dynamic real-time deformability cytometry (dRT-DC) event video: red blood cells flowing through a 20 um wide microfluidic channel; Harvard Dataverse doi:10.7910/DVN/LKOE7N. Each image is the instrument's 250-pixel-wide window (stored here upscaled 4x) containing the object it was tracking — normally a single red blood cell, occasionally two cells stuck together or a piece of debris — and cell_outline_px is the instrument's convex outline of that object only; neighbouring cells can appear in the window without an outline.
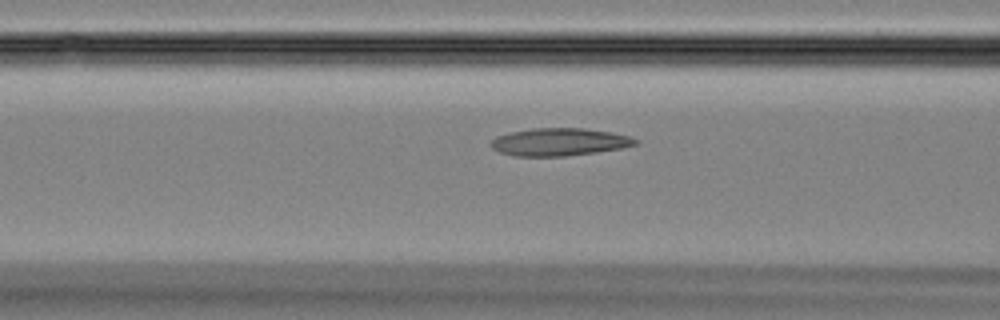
{"species": "Egyptian fruit bat (a non-hibernating species)", "species_latin": "Rousettus aegyptiacus", "temperature_condition": "room temperature", "stored_images_in_passage": 33, "camera_frame_rate_fps": 3000, "um_per_image_px": 0.085, "animal": {"sex": "female"}, "frame": {"image": 1, "passage_image": 6, "time_ms": 1.667, "image_size_px": [1000, 320], "cell_outline_px": [[640, 144], [624, 148], [568, 156], [512, 156], [500, 152], [492, 148], [488, 144], [496, 136], [512, 132], [532, 128], [584, 128], [612, 132], [632, 136], [640, 140]], "centroid_in_image_um": [47.6, 12.07], "position_along_channel_um": 119.0, "area_um2": 23.64}}
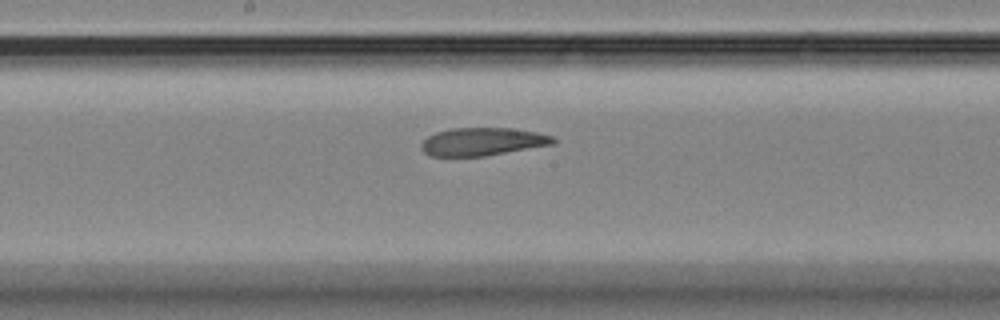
{"frame": {"image": 2, "passage_image": 12, "time_ms": 3.667, "image_size_px": [1000, 320], "cell_outline_px": [[556, 144], [484, 156], [432, 156], [424, 152], [420, 148], [420, 144], [428, 136], [436, 132], [452, 128], [512, 128], [536, 132], [552, 136], [556, 140]], "centroid_in_image_um": [41.02, 12.04], "position_along_channel_um": 207.2, "area_um2": 21.5}}
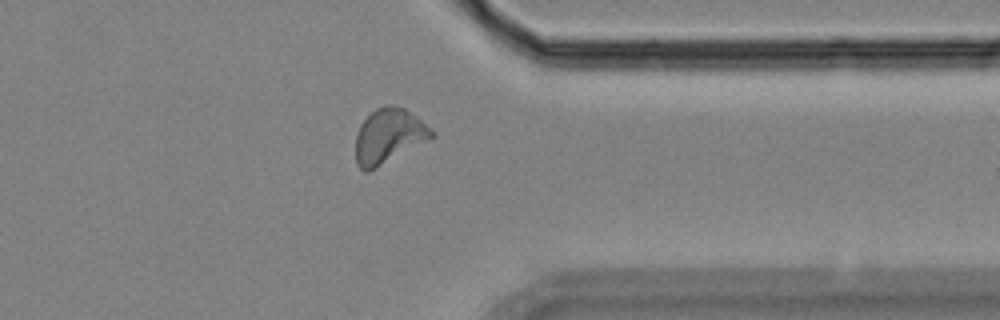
{"frame": {"image": 3, "passage_image": 24, "time_ms": 7.667, "image_size_px": [1000, 320], "cell_outline_px": [[436, 136], [376, 168], [368, 172], [364, 172], [356, 164], [356, 136], [360, 124], [376, 108], [388, 104], [392, 104], [404, 108], [416, 116], [436, 132]], "centroid_in_image_um": [33.05, 11.56], "position_along_channel_um": 378.3, "area_um2": 24.22}}